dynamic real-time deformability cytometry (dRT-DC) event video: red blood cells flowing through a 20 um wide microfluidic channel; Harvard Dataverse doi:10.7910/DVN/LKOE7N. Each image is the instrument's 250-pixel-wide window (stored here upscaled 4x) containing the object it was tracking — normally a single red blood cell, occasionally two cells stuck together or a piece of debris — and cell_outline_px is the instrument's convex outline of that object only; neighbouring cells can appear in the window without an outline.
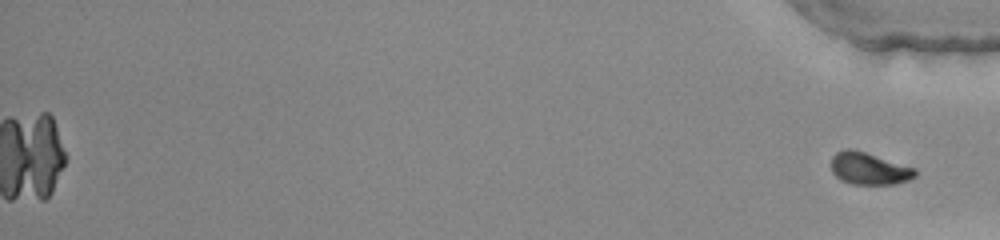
{"species": "common noctule bat (a hibernating species)", "species_latin": "Nyctalus noctula", "temperature_condition": "warm", "stored_images_in_passage": 48, "segment_of_instrument_passage": [2, 2], "camera_frame_rate_fps": 3000, "um_per_image_px": 0.085, "animal": {"sex": "female", "body_mass_g": 22.0, "forearm_length_mm": 56.7}, "frame": {"image": 1, "passage_image": 48, "time_ms": 15.667, "image_size_px": [1000, 240], "cell_outline_px": [[916, 176], [908, 180], [896, 184], [852, 184], [840, 180], [832, 172], [832, 156], [836, 152], [848, 148], [852, 148], [916, 168]], "centroid_in_image_um": [73.87, 14.33], "position_along_channel_um": 361.3, "area_um2": 15.72}}